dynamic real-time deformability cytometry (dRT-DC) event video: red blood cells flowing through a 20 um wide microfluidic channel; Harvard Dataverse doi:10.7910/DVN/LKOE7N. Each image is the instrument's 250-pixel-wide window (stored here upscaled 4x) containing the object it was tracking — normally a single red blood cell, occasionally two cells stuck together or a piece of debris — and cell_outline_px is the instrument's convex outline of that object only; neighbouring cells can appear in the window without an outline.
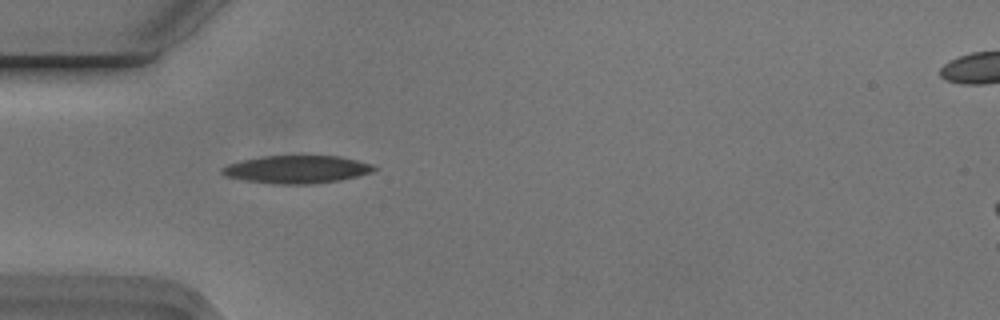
{"species": "Egyptian fruit bat (a non-hibernating species)", "species_latin": "Rousettus aegyptiacus", "temperature_condition": "cold", "stored_images_in_passage": 4, "camera_frame_rate_fps": 3000, "um_per_image_px": 0.085, "animal": {"sex": "male"}, "frame": {"image": 1, "passage_image": 3, "time_ms": 0.667, "image_size_px": [1000, 320], "cell_outline_px": [[376, 168], [372, 172], [340, 180], [312, 184], [272, 184], [244, 180], [224, 176], [220, 172], [220, 168], [228, 164], [240, 160], [264, 156], [340, 156], [372, 164]], "centroid_in_image_um": [25.17, 14.4], "position_along_channel_um": 59.8, "area_um2": 24.68}}
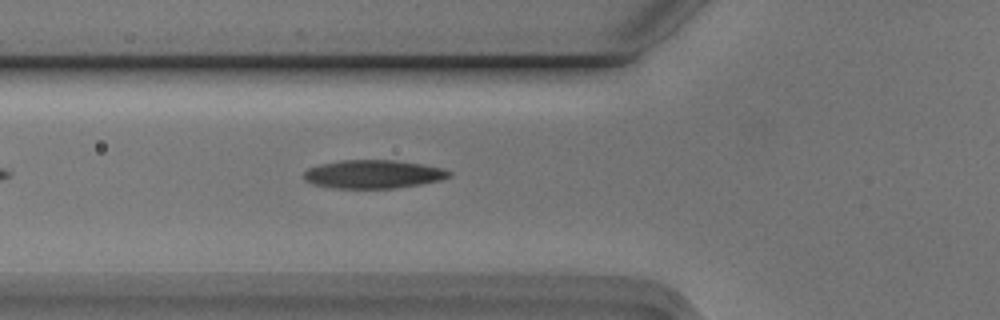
{"frame": {"image": 2, "passage_image": 4, "time_ms": 1.0, "image_size_px": [1000, 320], "cell_outline_px": [[452, 176], [440, 180], [420, 184], [396, 188], [336, 188], [312, 184], [304, 180], [304, 172], [308, 168], [320, 164], [340, 160], [392, 160], [420, 164], [444, 168], [452, 172]], "centroid_in_image_um": [31.72, 14.8], "position_along_channel_um": 94.1, "area_um2": 24.04}}